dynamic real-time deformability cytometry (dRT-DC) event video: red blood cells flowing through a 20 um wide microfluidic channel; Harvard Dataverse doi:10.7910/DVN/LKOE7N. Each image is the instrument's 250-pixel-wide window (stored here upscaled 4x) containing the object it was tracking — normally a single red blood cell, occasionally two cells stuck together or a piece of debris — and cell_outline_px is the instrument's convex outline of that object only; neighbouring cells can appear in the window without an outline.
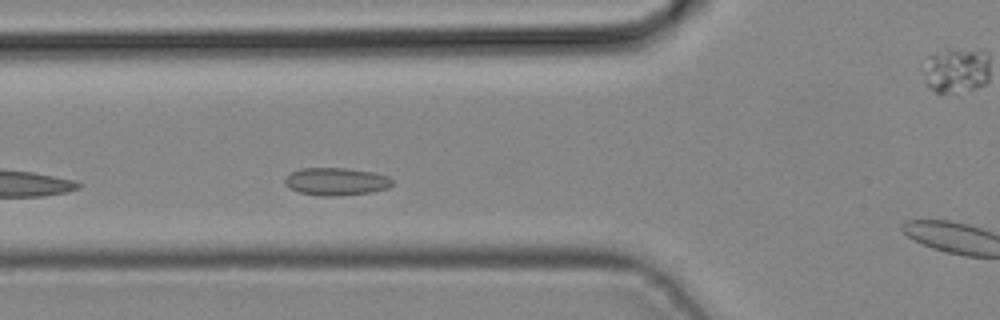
{"species": "common noctule bat (a hibernating species)", "species_latin": "Nyctalus noctula", "temperature_condition": "cold", "stored_images_in_passage": 8, "camera_frame_rate_fps": 3000, "um_per_image_px": 0.085, "animal": {"sex": "male", "body_mass_g": 19.2, "forearm_length_mm": 51.8}, "frame": {"image": 1, "passage_image": 7, "time_ms": 2.0, "image_size_px": [1000, 320], "cell_outline_px": [[392, 184], [388, 188], [372, 192], [336, 196], [320, 196], [300, 192], [288, 188], [284, 184], [284, 180], [292, 172], [300, 168], [348, 168], [372, 172], [388, 176], [392, 180]], "centroid_in_image_um": [28.56, 15.43], "position_along_channel_um": 97.2, "area_um2": 17.34}}